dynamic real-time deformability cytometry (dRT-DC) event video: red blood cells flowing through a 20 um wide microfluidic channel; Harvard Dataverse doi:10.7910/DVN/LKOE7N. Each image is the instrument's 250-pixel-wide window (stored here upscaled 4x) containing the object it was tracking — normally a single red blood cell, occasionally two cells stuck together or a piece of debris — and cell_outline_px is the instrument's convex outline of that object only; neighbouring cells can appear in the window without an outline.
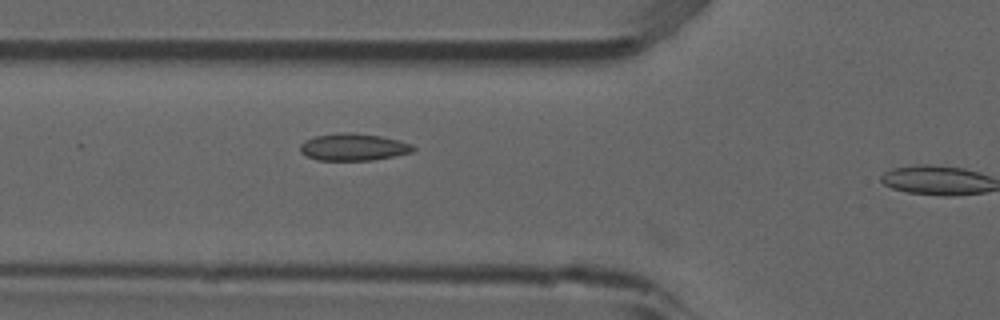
{"species": "common noctule bat (a hibernating species)", "species_latin": "Nyctalus noctula", "temperature_condition": "room temperature", "stored_images_in_passage": 6, "camera_frame_rate_fps": 3000, "um_per_image_px": 0.085, "animal": {"sex": "male", "forearm_length_mm": 52.5}, "frame": {"image": 1, "passage_image": 5, "time_ms": 1.333, "image_size_px": [1000, 320], "cell_outline_px": [[416, 148], [412, 152], [372, 160], [316, 160], [300, 152], [300, 144], [304, 140], [316, 136], [340, 132], [352, 132], [380, 136], [400, 140], [412, 144]], "centroid_in_image_um": [30.03, 12.49], "position_along_channel_um": 95.8, "area_um2": 17.86}}